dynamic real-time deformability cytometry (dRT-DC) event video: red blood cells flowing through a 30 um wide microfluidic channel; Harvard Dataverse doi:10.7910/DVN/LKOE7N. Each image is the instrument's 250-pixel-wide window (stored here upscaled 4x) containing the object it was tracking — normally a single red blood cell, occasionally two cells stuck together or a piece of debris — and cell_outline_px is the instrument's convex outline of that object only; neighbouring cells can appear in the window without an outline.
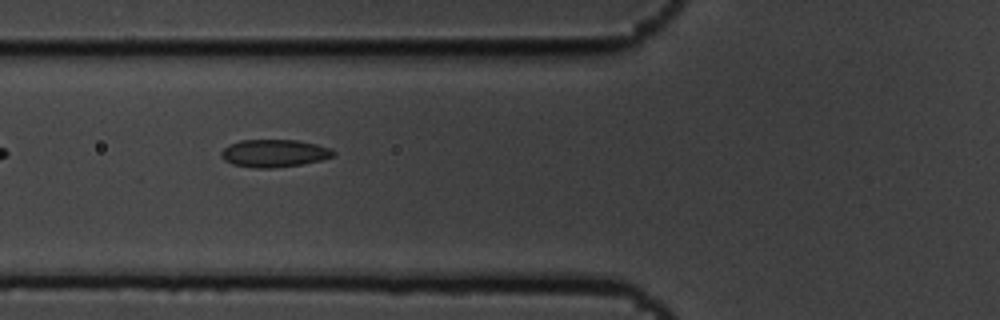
{"species": "common noctule bat (a hibernating species)", "species_latin": "Nyctalus noctula", "temperature_condition": "cold", "stored_images_in_passage": 10, "camera_frame_rate_fps": 3000, "um_per_image_px": 0.085, "animal": {"sex": "male", "body_mass_g": 19.5, "forearm_length_mm": 54.6}, "frame": {"image": 1, "passage_image": 5, "time_ms": 1.333, "image_size_px": [1000, 320], "cell_outline_px": [[336, 152], [332, 156], [320, 160], [304, 164], [272, 168], [256, 168], [232, 164], [224, 160], [220, 156], [220, 152], [228, 144], [240, 140], [296, 140], [316, 144], [332, 148]], "centroid_in_image_um": [23.29, 13.02], "position_along_channel_um": 102.5, "area_um2": 18.15}}
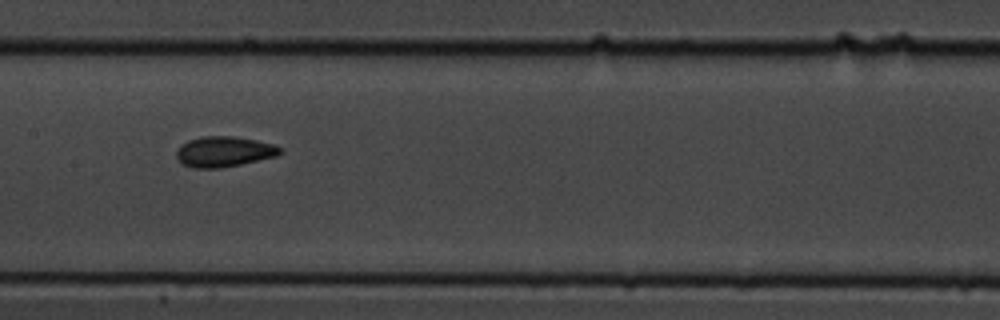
{"frame": {"image": 2, "passage_image": 7, "time_ms": 2.0, "image_size_px": [1000, 320], "cell_outline_px": [[284, 152], [276, 156], [240, 164], [220, 168], [192, 168], [180, 164], [176, 156], [176, 152], [180, 144], [188, 140], [200, 136], [232, 136], [256, 140], [272, 144], [284, 148]], "centroid_in_image_um": [19.01, 12.89], "position_along_channel_um": 188.4, "area_um2": 18.61}}
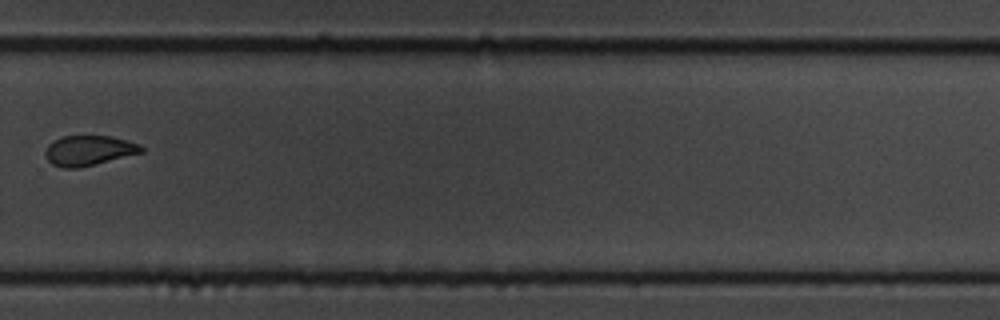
{"frame": {"image": 3, "passage_image": 10, "time_ms": 3.0, "image_size_px": [1000, 320], "cell_outline_px": [[144, 152], [80, 168], [60, 168], [52, 164], [44, 156], [44, 152], [48, 144], [64, 136], [112, 136], [140, 144], [144, 148]], "centroid_in_image_um": [7.55, 12.8], "position_along_channel_um": 322.3, "area_um2": 16.94}}